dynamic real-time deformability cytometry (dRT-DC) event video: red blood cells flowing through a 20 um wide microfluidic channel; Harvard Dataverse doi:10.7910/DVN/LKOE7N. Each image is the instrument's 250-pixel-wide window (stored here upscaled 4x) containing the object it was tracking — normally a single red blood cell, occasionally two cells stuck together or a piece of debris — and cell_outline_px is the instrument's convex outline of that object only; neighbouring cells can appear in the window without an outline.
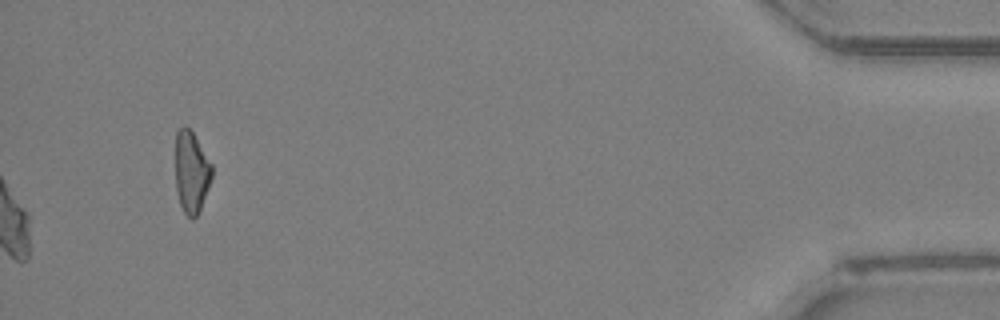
{"species": "Egyptian fruit bat (a non-hibernating species)", "species_latin": "Rousettus aegyptiacus", "temperature_condition": "room temperature", "stored_images_in_passage": 49, "camera_frame_rate_fps": 3000, "um_per_image_px": 0.085, "animal": {"sex": "female"}, "frame": {"image": 1, "passage_image": 49, "time_ms": 16.0, "image_size_px": [1000, 320], "cell_outline_px": [[212, 176], [200, 212], [192, 220], [184, 212], [180, 204], [176, 192], [176, 132], [184, 124], [192, 132], [212, 164]], "centroid_in_image_um": [16.27, 14.65], "position_along_channel_um": 418.9, "area_um2": 17.34}, "authors_computed_cell_mechanics": {"area_um2": 21.7328, "velocity_mm_per_s": 4.1873, "shape_relaxation_time_tau1_ms": null, "shape_relaxation_time_tau2_ms": 2.9016, "deformation_change_tau1": null, "deformation_change_tau2": 0.078}}